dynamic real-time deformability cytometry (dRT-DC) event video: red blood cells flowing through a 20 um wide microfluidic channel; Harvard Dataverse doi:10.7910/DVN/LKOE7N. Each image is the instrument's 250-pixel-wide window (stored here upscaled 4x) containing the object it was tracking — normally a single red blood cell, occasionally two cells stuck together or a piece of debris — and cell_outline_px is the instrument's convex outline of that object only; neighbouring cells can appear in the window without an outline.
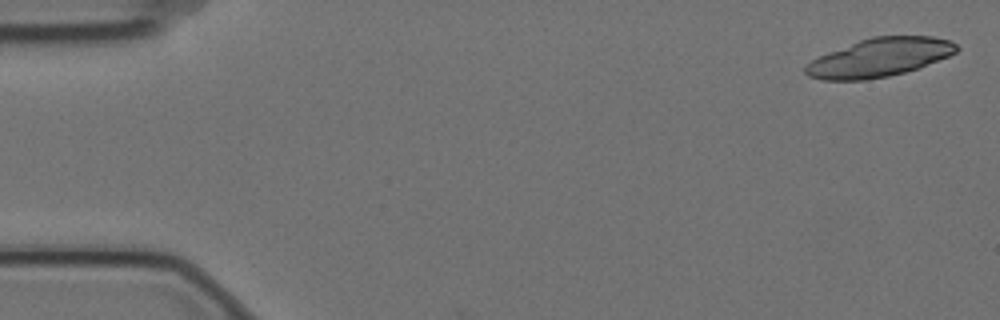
{"species": "Egyptian fruit bat (a non-hibernating species)", "species_latin": "Rousettus aegyptiacus", "temperature_condition": "cold", "stored_images_in_passage": 8, "camera_frame_rate_fps": 3000, "um_per_image_px": 0.085, "animal": {"sex": "female"}, "frame": {"image": 1, "passage_image": 1, "time_ms": 0.0, "image_size_px": [1000, 320], "cell_outline_px": [[960, 48], [956, 52], [948, 56], [920, 68], [888, 76], [864, 80], [824, 80], [808, 76], [804, 72], [804, 64], [828, 52], [860, 40], [872, 36], [932, 36], [952, 40]], "centroid_in_image_um": [74.77, 4.89], "position_along_channel_um": 10.2, "area_um2": 33.93}}
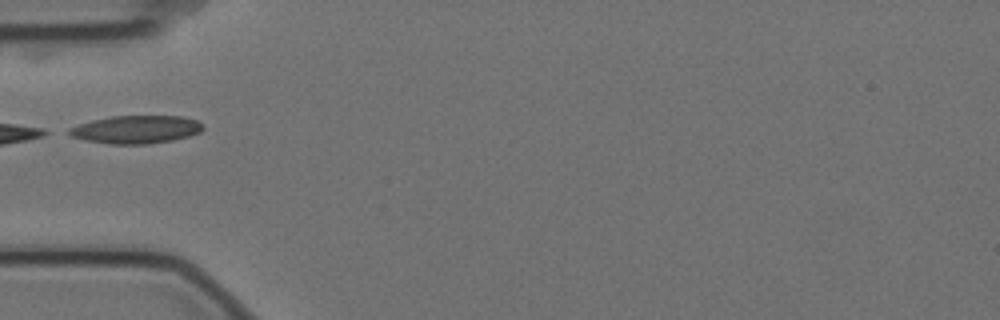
{"frame": {"image": 2, "passage_image": 6, "time_ms": 1.667, "image_size_px": [1000, 320], "cell_outline_px": [[204, 128], [200, 132], [188, 136], [172, 140], [148, 144], [108, 144], [84, 140], [72, 136], [64, 132], [68, 128], [92, 120], [112, 116], [180, 116], [196, 120], [204, 124]], "centroid_in_image_um": [11.54, 11.01], "position_along_channel_um": 73.5, "area_um2": 21.91}}